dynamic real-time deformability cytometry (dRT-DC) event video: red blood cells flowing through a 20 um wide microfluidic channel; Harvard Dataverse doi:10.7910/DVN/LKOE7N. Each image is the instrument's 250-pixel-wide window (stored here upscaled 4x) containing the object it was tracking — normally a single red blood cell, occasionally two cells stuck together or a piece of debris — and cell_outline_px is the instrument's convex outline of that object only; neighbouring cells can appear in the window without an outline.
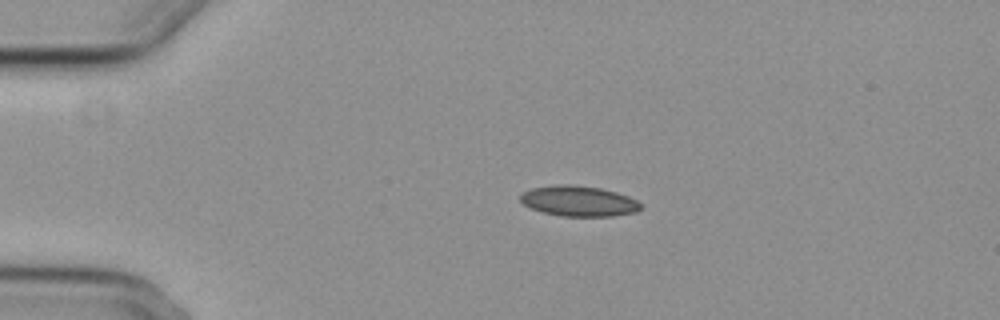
{"species": "common noctule bat (a hibernating species)", "species_latin": "Nyctalus noctula", "temperature_condition": "cold", "stored_images_in_passage": 3, "camera_frame_rate_fps": 3000, "um_per_image_px": 0.085, "animal": {"sex": "female", "body_mass_g": 29.2, "forearm_length_mm": 56.3}, "frame": {"image": 1, "passage_image": 3, "time_ms": 2.333, "image_size_px": [1000, 320], "cell_outline_px": [[644, 208], [636, 212], [612, 216], [560, 216], [544, 212], [532, 208], [524, 204], [520, 200], [520, 196], [524, 192], [532, 188], [556, 184], [576, 184], [600, 188], [616, 192], [628, 196], [636, 200]], "centroid_in_image_um": [49.22, 17.08], "position_along_channel_um": 35.8, "area_um2": 21.39}}